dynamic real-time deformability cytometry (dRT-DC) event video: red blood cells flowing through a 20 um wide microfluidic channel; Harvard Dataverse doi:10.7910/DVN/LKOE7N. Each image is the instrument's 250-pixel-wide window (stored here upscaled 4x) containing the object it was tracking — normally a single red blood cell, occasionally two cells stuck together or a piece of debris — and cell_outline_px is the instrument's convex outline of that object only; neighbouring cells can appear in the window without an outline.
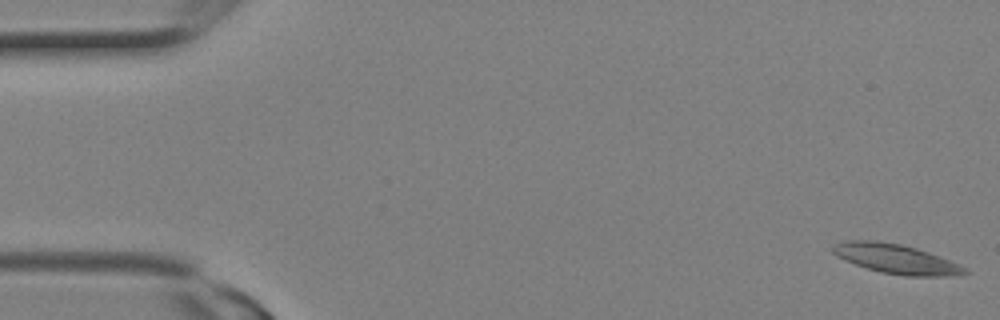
{"species": "Egyptian fruit bat (a non-hibernating species)", "species_latin": "Rousettus aegyptiacus", "temperature_condition": "room temperature", "stored_images_in_passage": 3, "camera_frame_rate_fps": 3000, "um_per_image_px": 0.085, "animal": {"sex": "female"}, "frame": {"image": 1, "passage_image": 1, "time_ms": 0.0, "image_size_px": [1000, 320], "cell_outline_px": [[972, 272], [948, 276], [904, 276], [880, 272], [844, 260], [836, 256], [832, 252], [832, 248], [836, 244], [844, 240], [880, 240], [900, 244], [916, 248], [928, 252], [960, 264], [968, 268]], "centroid_in_image_um": [76.18, 22.0], "position_along_channel_um": 8.8, "area_um2": 22.77}}
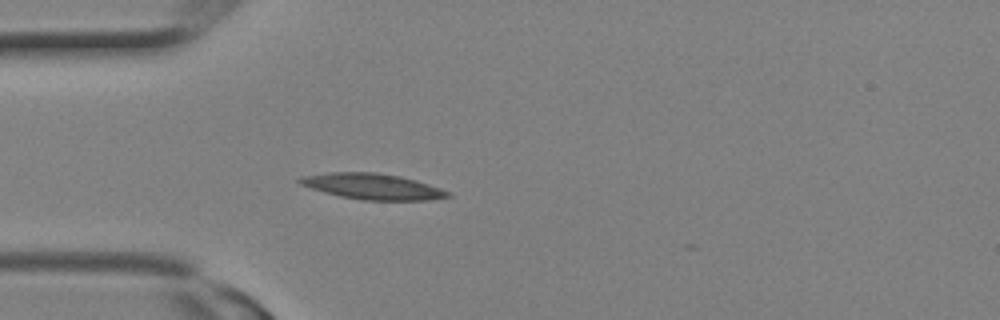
{"frame": {"image": 2, "passage_image": 3, "time_ms": 0.667, "image_size_px": [1000, 320], "cell_outline_px": [[452, 196], [428, 200], [364, 200], [340, 196], [324, 192], [300, 184], [296, 180], [300, 176], [328, 172], [376, 172], [400, 176], [416, 180], [452, 192]], "centroid_in_image_um": [31.66, 15.84], "position_along_channel_um": 53.3, "area_um2": 22.31}}